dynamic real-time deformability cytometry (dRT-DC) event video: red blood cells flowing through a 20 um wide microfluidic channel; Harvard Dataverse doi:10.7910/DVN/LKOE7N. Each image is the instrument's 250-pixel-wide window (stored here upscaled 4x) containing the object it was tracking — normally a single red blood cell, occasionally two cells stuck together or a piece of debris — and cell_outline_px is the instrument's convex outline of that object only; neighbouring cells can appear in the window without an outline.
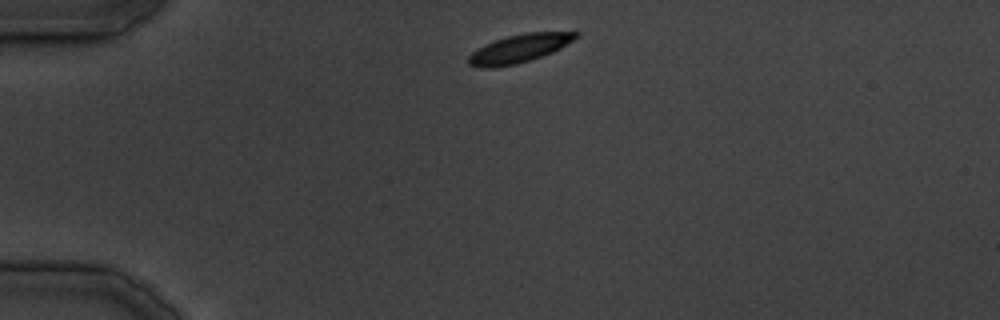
{"species": "common noctule bat (a hibernating species)", "species_latin": "Nyctalus noctula", "temperature_condition": "cold", "stored_images_in_passage": 32, "camera_frame_rate_fps": 3000, "um_per_image_px": 0.085, "animal": {"sex": "male", "body_mass_g": 19.5, "forearm_length_mm": 54.6}, "frame": {"image": 1, "passage_image": 1, "time_ms": 0.0, "image_size_px": [1000, 320], "cell_outline_px": [[580, 36], [560, 48], [552, 52], [516, 64], [492, 68], [480, 68], [468, 64], [468, 56], [476, 48], [484, 44], [508, 36], [528, 32], [580, 32]], "centroid_in_image_um": [44.11, 4.12], "position_along_channel_um": 40.9, "area_um2": 17.57}}
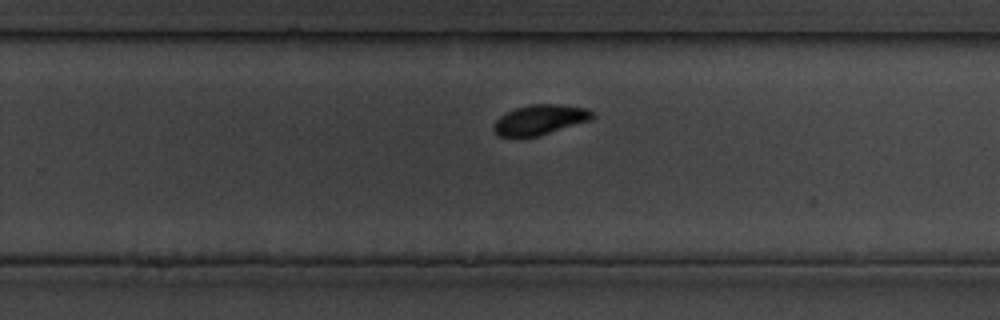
{"frame": {"image": 2, "passage_image": 18, "time_ms": 19.667, "image_size_px": [1000, 320], "cell_outline_px": [[596, 116], [592, 120], [540, 136], [500, 136], [492, 128], [496, 120], [500, 116], [516, 108], [532, 104], [560, 104], [588, 108], [596, 112]], "centroid_in_image_um": [45.99, 10.16], "position_along_channel_um": 283.8, "area_um2": 17.4}}
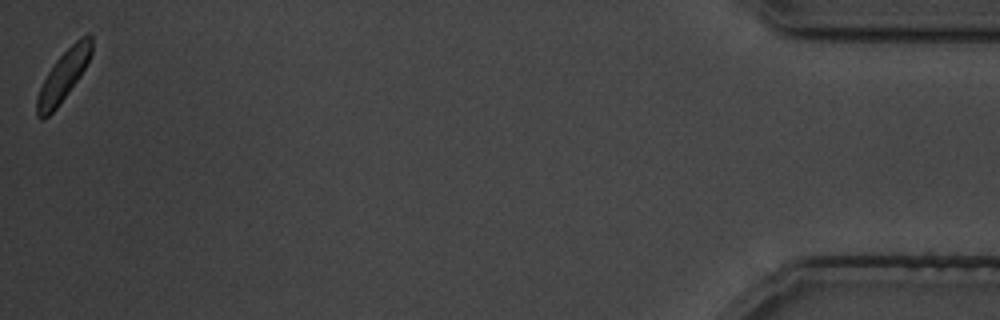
{"frame": {"image": 3, "passage_image": 32, "time_ms": 35.667, "image_size_px": [1000, 320], "cell_outline_px": [[92, 52], [84, 68], [68, 92], [56, 108], [44, 120], [40, 120], [36, 116], [36, 96], [48, 72], [56, 60], [80, 36], [88, 32], [92, 36]], "centroid_in_image_um": [5.36, 6.45], "position_along_channel_um": 429.8, "area_um2": 15.78}}